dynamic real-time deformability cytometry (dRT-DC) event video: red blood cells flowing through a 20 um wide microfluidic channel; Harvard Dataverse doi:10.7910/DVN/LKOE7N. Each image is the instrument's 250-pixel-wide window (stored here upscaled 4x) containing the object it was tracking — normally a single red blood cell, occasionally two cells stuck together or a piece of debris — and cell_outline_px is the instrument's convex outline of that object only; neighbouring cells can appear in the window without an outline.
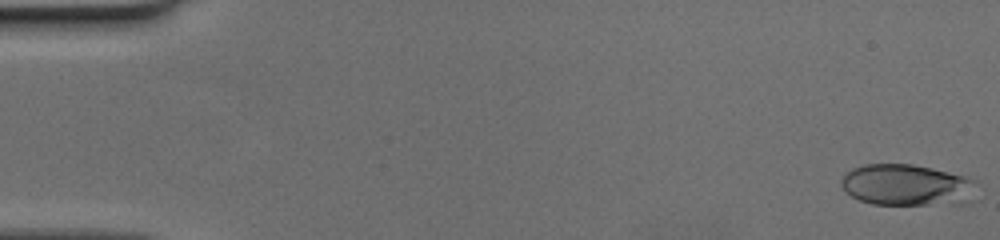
{"species": "human", "species_latin": "Homo sapiens", "temperature_condition": "cold", "stored_images_in_passage": 50, "camera_frame_rate_fps": 3000, "um_per_image_px": 0.085, "donor": {"sex": "female"}, "frame": {"image": 1, "passage_image": 1, "time_ms": 0.0, "image_size_px": [1000, 240], "cell_outline_px": [[980, 200], [964, 204], [872, 204], [860, 200], [852, 196], [840, 184], [840, 180], [852, 168], [864, 164], [912, 164], [932, 168], [964, 176], [976, 180]], "centroid_in_image_um": [77.23, 15.75], "position_along_channel_um": 7.8, "area_um2": 33.35}}
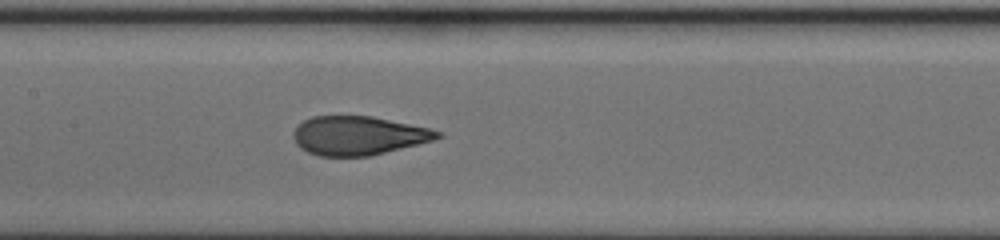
{"frame": {"image": 2, "passage_image": 25, "time_ms": 8.0, "image_size_px": [1000, 240], "cell_outline_px": [[444, 136], [432, 140], [368, 156], [320, 156], [308, 152], [300, 148], [296, 144], [292, 136], [292, 132], [304, 120], [312, 116], [372, 116], [428, 128], [444, 132]], "centroid_in_image_um": [30.43, 11.52], "position_along_channel_um": 177.0, "area_um2": 32.37}}
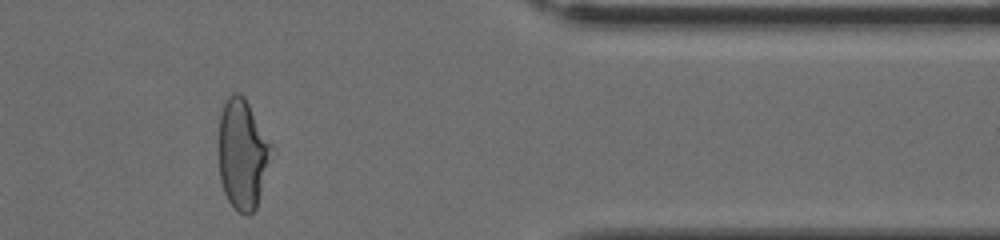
{"frame": {"image": 3, "passage_image": 42, "time_ms": 13.667, "image_size_px": [1000, 240], "cell_outline_px": [[276, 152], [256, 208], [248, 216], [244, 216], [236, 212], [228, 200], [224, 192], [220, 180], [220, 116], [224, 100], [232, 92], [240, 92], [244, 96], [276, 148]], "centroid_in_image_um": [20.69, 13.11], "position_along_channel_um": 390.7, "area_um2": 34.91}}